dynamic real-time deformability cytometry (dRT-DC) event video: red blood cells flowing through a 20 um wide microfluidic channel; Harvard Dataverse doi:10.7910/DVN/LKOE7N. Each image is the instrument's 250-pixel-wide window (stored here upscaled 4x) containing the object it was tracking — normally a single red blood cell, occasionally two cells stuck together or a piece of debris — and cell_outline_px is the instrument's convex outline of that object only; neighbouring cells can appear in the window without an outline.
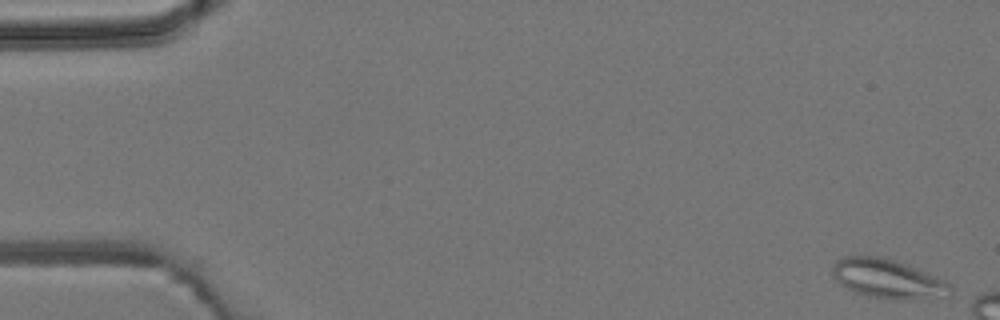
{"species": "common noctule bat (a hibernating species)", "species_latin": "Nyctalus noctula", "temperature_condition": "room temperature", "stored_images_in_passage": 6, "segment_of_instrument_passage": [2, 2], "camera_frame_rate_fps": 3000, "um_per_image_px": 0.085, "animal": {"sex": "male", "body_mass_g": 19.2, "forearm_length_mm": 51.8}, "frame": {"image": 1, "passage_image": 6, "time_ms": 6.0, "image_size_px": [1000, 320], "cell_outline_px": [[952, 292], [904, 300], [900, 300], [872, 296], [856, 292], [840, 284], [832, 276], [832, 264], [836, 260], [844, 256], [884, 256], [896, 260], [916, 268], [944, 280], [952, 288]], "centroid_in_image_um": [75.35, 23.65], "position_along_channel_um": 9.7, "area_um2": 26.24}}